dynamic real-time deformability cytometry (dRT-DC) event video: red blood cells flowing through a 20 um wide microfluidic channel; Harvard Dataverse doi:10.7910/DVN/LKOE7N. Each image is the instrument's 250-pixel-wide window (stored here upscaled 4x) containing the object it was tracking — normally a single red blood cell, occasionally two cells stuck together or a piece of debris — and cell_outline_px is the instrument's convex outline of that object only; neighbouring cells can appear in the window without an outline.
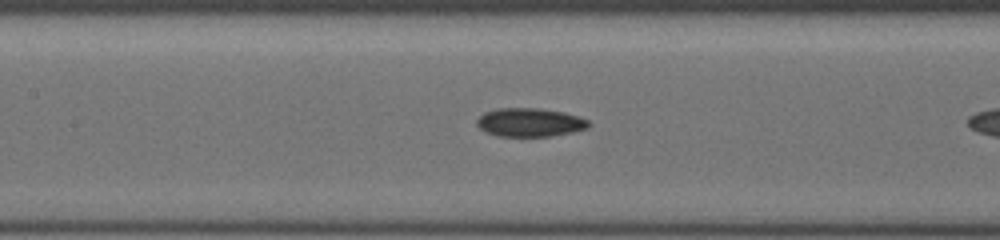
{"species": "common noctule bat (a hibernating species)", "species_latin": "Nyctalus noctula", "temperature_condition": "cold", "stored_images_in_passage": 12, "camera_frame_rate_fps": 3000, "um_per_image_px": 0.085, "animal": {"sex": "female", "body_mass_g": 19.5, "forearm_length_mm": 54.1}, "frame": {"image": 1, "passage_image": 10, "time_ms": 5.0, "image_size_px": [1000, 240], "cell_outline_px": [[592, 124], [588, 128], [572, 132], [552, 136], [496, 136], [484, 132], [476, 124], [476, 120], [484, 112], [496, 108], [536, 108], [564, 112], [588, 120]], "centroid_in_image_um": [45.01, 10.4], "position_along_channel_um": 162.4, "area_um2": 18.73}}